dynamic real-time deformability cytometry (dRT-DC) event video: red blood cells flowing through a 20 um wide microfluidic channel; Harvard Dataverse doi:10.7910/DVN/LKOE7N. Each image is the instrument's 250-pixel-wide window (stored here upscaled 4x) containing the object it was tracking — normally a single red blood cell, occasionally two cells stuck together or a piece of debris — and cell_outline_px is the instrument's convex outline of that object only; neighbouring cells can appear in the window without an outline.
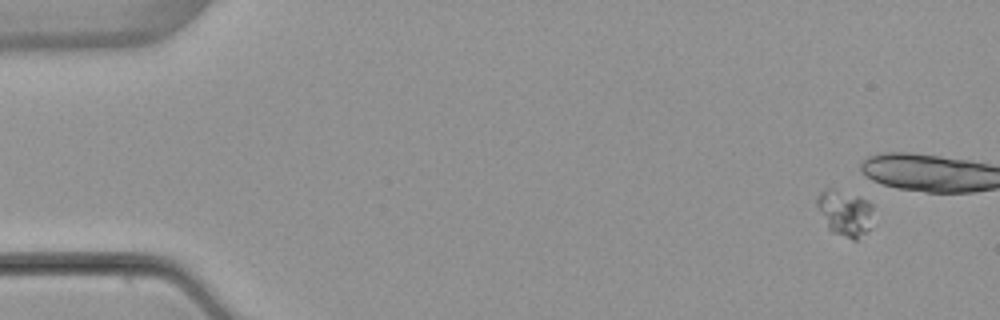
{"species": "common noctule bat (a hibernating species)", "species_latin": "Nyctalus noctula", "temperature_condition": "warm", "stored_images_in_passage": 7, "camera_frame_rate_fps": 3000, "um_per_image_px": 0.085, "animal": {"sex": "female", "body_mass_g": 22.7, "forearm_length_mm": 54.2}, "frame": {"image": 1, "passage_image": 1, "time_ms": 0.0, "image_size_px": [1000, 320], "cell_outline_px": [[872, 208], [868, 228], [856, 240], [852, 240], [832, 232], [828, 228], [816, 204], [816, 200], [820, 192], [828, 188], [832, 188], [860, 196], [868, 200], [872, 204]], "centroid_in_image_um": [71.79, 18.07], "position_along_channel_um": 13.2, "area_um2": 14.8}}